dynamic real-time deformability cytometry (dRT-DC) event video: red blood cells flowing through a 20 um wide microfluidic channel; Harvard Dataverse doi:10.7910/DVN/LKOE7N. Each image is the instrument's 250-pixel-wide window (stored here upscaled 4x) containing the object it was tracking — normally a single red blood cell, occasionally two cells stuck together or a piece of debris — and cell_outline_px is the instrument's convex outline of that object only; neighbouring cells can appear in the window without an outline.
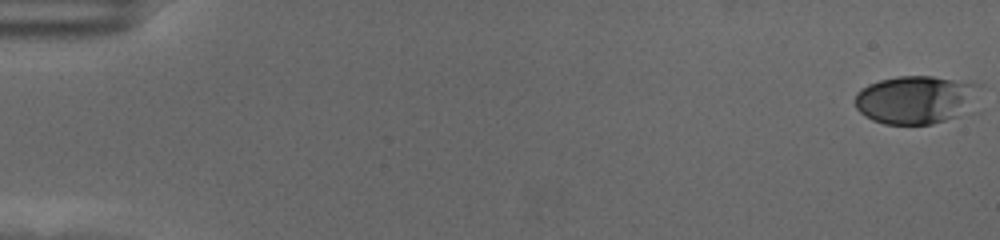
{"species": "human", "species_latin": "Homo sapiens", "temperature_condition": "cold", "stored_images_in_passage": 59, "camera_frame_rate_fps": 3000, "um_per_image_px": 0.085, "donor": {"sex": "female"}, "frame": {"image": 1, "passage_image": 1, "time_ms": 0.0, "image_size_px": [1000, 240], "cell_outline_px": [[984, 84], [980, 112], [932, 124], [884, 124], [872, 120], [864, 116], [856, 108], [856, 92], [860, 88], [868, 84], [880, 80], [896, 76], [932, 76]], "centroid_in_image_um": [78.08, 8.49], "position_along_channel_um": 6.9, "area_um2": 37.11}}
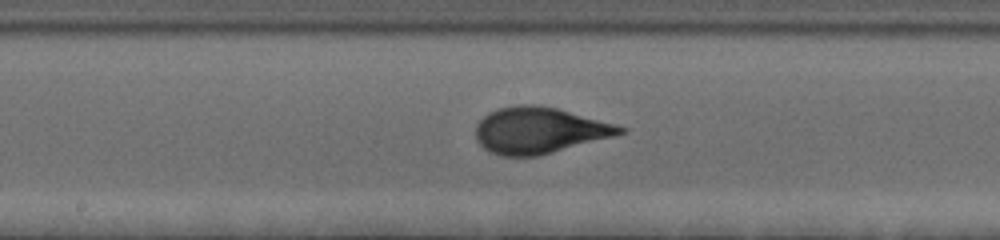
{"frame": {"image": 2, "passage_image": 32, "time_ms": 10.333, "image_size_px": [1000, 240], "cell_outline_px": [[628, 132], [552, 152], [536, 156], [500, 156], [488, 152], [476, 140], [476, 124], [488, 112], [496, 108], [520, 104], [536, 104], [556, 108], [616, 124], [628, 128]], "centroid_in_image_um": [45.81, 11.07], "position_along_channel_um": 202.4, "area_um2": 38.84}}
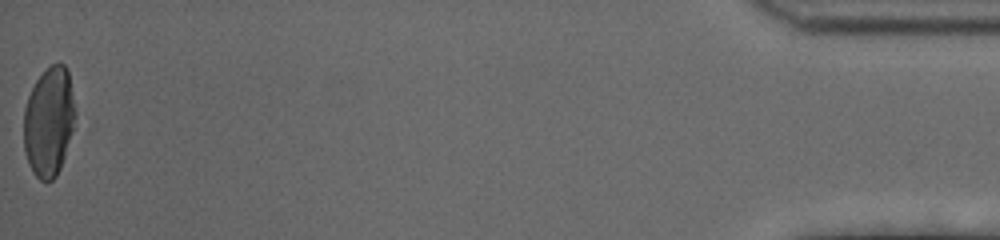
{"frame": {"image": 3, "passage_image": 59, "time_ms": 19.333, "image_size_px": [1000, 240], "cell_outline_px": [[76, 112], [72, 128], [64, 156], [60, 168], [56, 176], [52, 180], [40, 180], [36, 176], [28, 164], [24, 152], [24, 108], [28, 96], [36, 80], [52, 64], [64, 64], [68, 72]], "centroid_in_image_um": [4.14, 10.35], "position_along_channel_um": 431.1, "area_um2": 32.43}, "authors_computed_cell_mechanics": {"area_um2": 37.0498, "velocity_mm_per_s": 3.5198, "shape_relaxation_time_tau1_ms": 4.781, "shape_relaxation_time_tau2_ms": null, "deformation_change_tau1": 0.1882, "deformation_change_tau2": null}}